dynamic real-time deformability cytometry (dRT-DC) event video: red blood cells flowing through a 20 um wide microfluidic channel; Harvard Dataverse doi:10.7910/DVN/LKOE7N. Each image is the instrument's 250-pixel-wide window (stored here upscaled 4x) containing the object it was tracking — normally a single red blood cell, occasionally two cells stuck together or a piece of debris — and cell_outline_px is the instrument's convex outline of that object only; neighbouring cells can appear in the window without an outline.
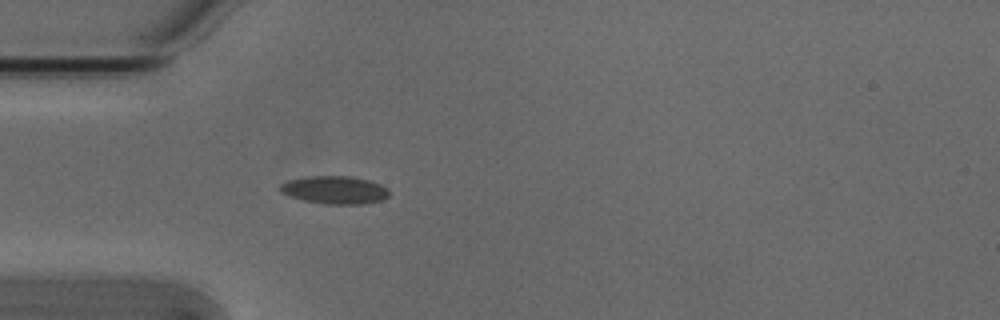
{"species": "Egyptian fruit bat (a non-hibernating species)", "species_latin": "Rousettus aegyptiacus", "temperature_condition": "cold", "stored_images_in_passage": 42, "camera_frame_rate_fps": 3000, "um_per_image_px": 0.085, "animal": {"sex": "male"}, "frame": {"image": 1, "passage_image": 4, "time_ms": 1.0, "image_size_px": [1000, 320], "cell_outline_px": [[388, 196], [384, 200], [364, 204], [324, 204], [304, 200], [280, 192], [280, 184], [288, 180], [308, 176], [348, 176], [368, 180], [380, 184], [388, 188]], "centroid_in_image_um": [28.47, 16.15], "position_along_channel_um": 56.5, "area_um2": 17.69}}
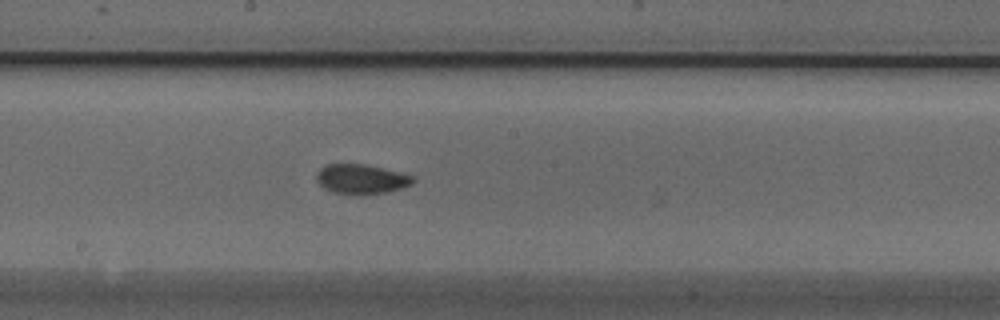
{"frame": {"image": 2, "passage_image": 17, "time_ms": 5.333, "image_size_px": [1000, 320], "cell_outline_px": [[416, 180], [412, 184], [400, 188], [384, 192], [360, 196], [332, 192], [324, 188], [316, 180], [316, 176], [320, 168], [328, 164], [364, 164], [400, 172], [416, 176]], "centroid_in_image_um": [30.72, 15.23], "position_along_channel_um": 217.5, "area_um2": 16.82}}
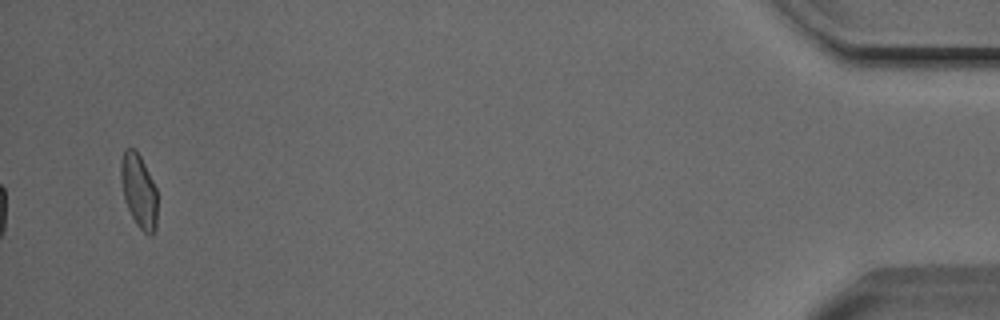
{"frame": {"image": 3, "passage_image": 40, "time_ms": 13.0, "image_size_px": [1000, 320], "cell_outline_px": [[156, 228], [152, 236], [148, 236], [136, 224], [124, 200], [120, 180], [120, 160], [124, 148], [136, 148], [156, 188]], "centroid_in_image_um": [11.77, 16.2], "position_along_channel_um": 423.4, "area_um2": 15.78}, "authors_computed_cell_mechanics": {"area_um2": 16.2707, "velocity_mm_per_s": 3.8222, "shape_relaxation_time_tau1_ms": 5.8206, "shape_relaxation_time_tau2_ms": 1.6898, "deformation_change_tau1": 0.157, "deformation_change_tau2": 0.0653}}